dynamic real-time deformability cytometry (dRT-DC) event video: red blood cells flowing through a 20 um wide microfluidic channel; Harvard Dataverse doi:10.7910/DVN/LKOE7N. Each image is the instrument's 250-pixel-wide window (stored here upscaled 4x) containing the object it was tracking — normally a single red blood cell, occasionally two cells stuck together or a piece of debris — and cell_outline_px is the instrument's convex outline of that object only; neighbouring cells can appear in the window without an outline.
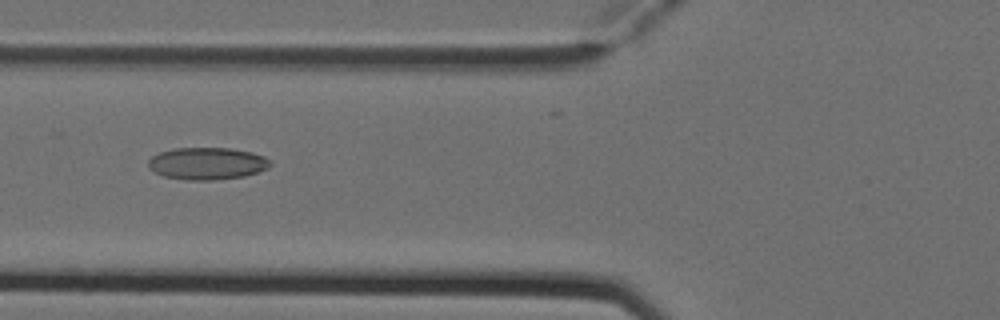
{"species": "Egyptian fruit bat (a non-hibernating species)", "species_latin": "Rousettus aegyptiacus", "temperature_condition": "cold", "stored_images_in_passage": 9, "camera_frame_rate_fps": 3000, "um_per_image_px": 0.085, "animal": {"sex": "female"}, "frame": {"image": 1, "passage_image": 6, "time_ms": 1.667, "image_size_px": [1000, 320], "cell_outline_px": [[272, 164], [268, 168], [260, 172], [244, 176], [212, 180], [188, 180], [164, 176], [148, 168], [148, 160], [152, 156], [160, 152], [176, 148], [228, 148], [252, 152], [264, 156], [272, 160]], "centroid_in_image_um": [17.64, 13.89], "position_along_channel_um": 108.2, "area_um2": 22.95}}
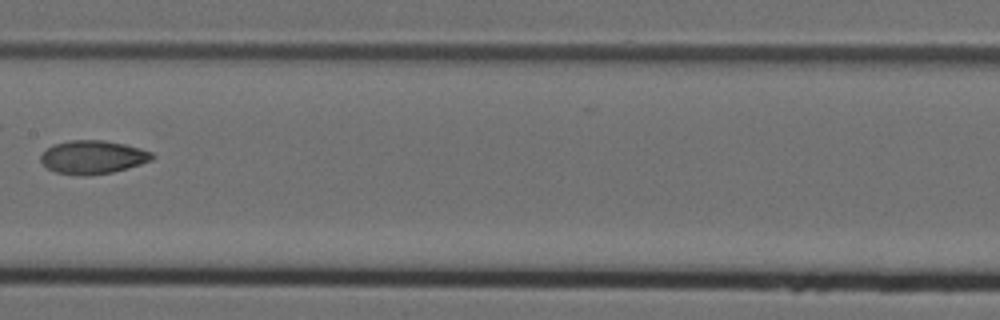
{"frame": {"image": 2, "passage_image": 8, "time_ms": 2.333, "image_size_px": [1000, 320], "cell_outline_px": [[156, 156], [152, 160], [128, 168], [112, 172], [88, 176], [84, 176], [56, 172], [48, 168], [40, 160], [40, 156], [52, 144], [72, 140], [104, 140], [124, 144], [140, 148], [152, 152]], "centroid_in_image_um": [7.91, 13.36], "position_along_channel_um": 199.5, "area_um2": 21.68}}
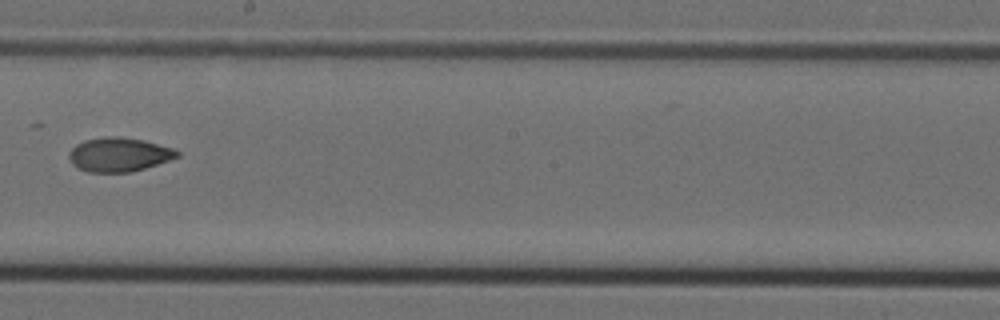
{"frame": {"image": 3, "passage_image": 9, "time_ms": 2.667, "image_size_px": [1000, 320], "cell_outline_px": [[180, 156], [144, 168], [128, 172], [88, 172], [72, 164], [68, 156], [68, 152], [76, 144], [84, 140], [108, 136], [116, 136], [144, 140], [172, 148], [180, 152]], "centroid_in_image_um": [10.09, 13.13], "position_along_channel_um": 238.1, "area_um2": 21.27}}